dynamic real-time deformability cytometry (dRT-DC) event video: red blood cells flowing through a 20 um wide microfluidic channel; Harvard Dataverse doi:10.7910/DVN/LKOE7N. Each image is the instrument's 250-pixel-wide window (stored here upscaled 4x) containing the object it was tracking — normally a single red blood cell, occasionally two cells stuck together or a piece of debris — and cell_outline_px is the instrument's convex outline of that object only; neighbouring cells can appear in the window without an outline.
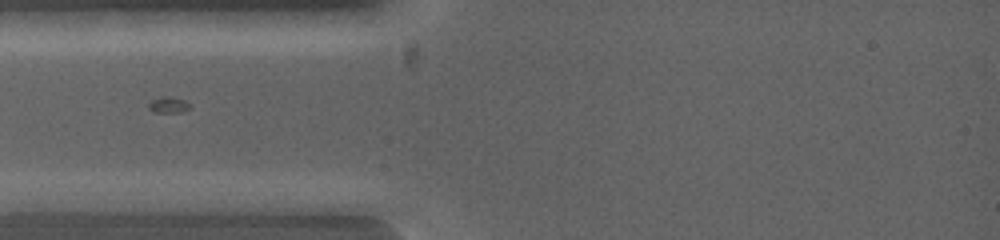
{"species": "common noctule bat (a hibernating species)", "species_latin": "Nyctalus noctula", "temperature_condition": "warm", "stored_images_in_passage": 3, "camera_frame_rate_fps": 5000, "um_per_image_px": 0.085, "animal": {"sex": "female", "body_mass_g": 19.0, "forearm_length_mm": 53.3}, "frame": {"image": 1, "passage_image": 1, "time_ms": 0.0, "image_size_px": [1000, 240], "cell_outline_px": [[248, 200], [236, 208], [184, 208], [136, 200], [144, 192], [240, 192]], "centroid_in_image_um": [16.62, 16.95], "position_along_channel_um": 68.4, "area_um2": 10.75}}